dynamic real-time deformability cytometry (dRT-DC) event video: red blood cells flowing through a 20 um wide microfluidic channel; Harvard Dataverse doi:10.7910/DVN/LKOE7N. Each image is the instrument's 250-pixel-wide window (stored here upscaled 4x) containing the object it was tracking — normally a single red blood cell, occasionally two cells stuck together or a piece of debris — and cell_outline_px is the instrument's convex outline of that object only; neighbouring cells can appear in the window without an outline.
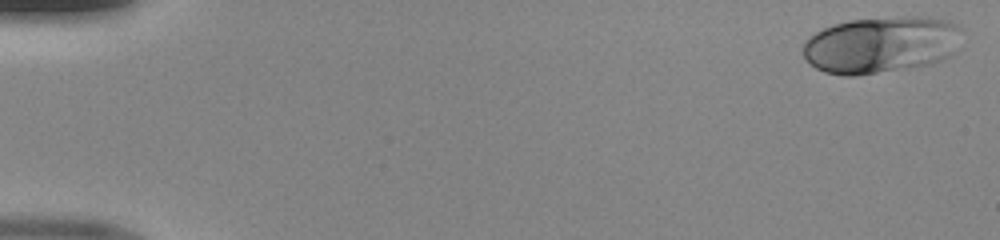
{"species": "human", "species_latin": "Homo sapiens", "temperature_condition": "room temperature", "stored_images_in_passage": 49, "camera_frame_rate_fps": 3000, "um_per_image_px": 0.085, "donor": {"sex": "male"}, "frame": {"image": 1, "passage_image": 1, "time_ms": 0.0, "image_size_px": [1000, 240], "cell_outline_px": [[960, 28], [948, 56], [932, 64], [912, 68], [856, 76], [844, 76], [824, 72], [816, 68], [804, 60], [804, 44], [808, 36], [824, 28], [848, 20], [912, 16], [924, 16], [948, 20], [956, 24]], "centroid_in_image_um": [74.81, 3.82], "position_along_channel_um": 10.2, "area_um2": 52.25}}
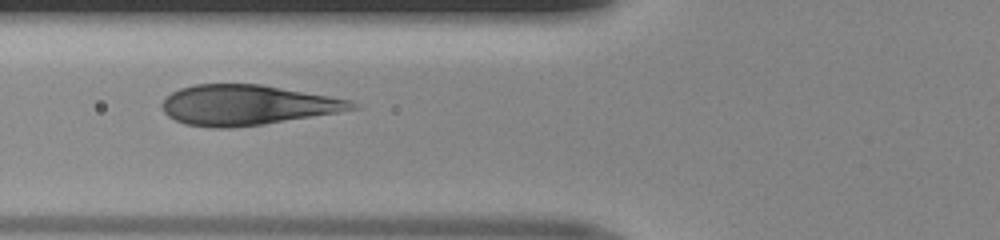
{"frame": {"image": 2, "passage_image": 19, "time_ms": 6.0, "image_size_px": [1000, 240], "cell_outline_px": [[360, 108], [340, 112], [264, 124], [228, 128], [212, 128], [184, 124], [168, 116], [164, 112], [160, 104], [172, 92], [180, 88], [196, 84], [260, 84], [352, 100], [360, 104]], "centroid_in_image_um": [21.02, 8.93], "position_along_channel_um": 104.8, "area_um2": 44.51}}
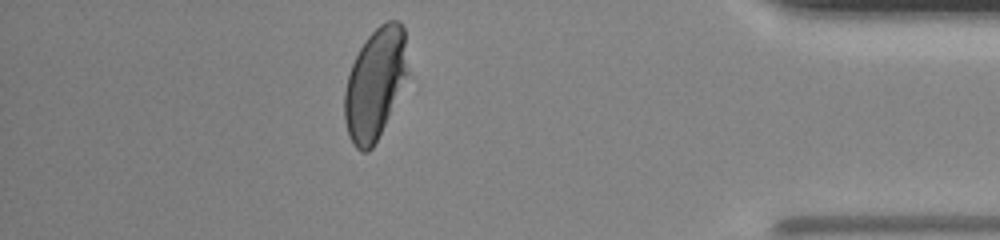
{"frame": {"image": 3, "passage_image": 43, "time_ms": 14.0, "image_size_px": [1000, 240], "cell_outline_px": [[408, 72], [388, 116], [372, 148], [368, 152], [360, 152], [352, 144], [348, 136], [344, 120], [344, 92], [348, 76], [352, 64], [360, 48], [368, 36], [380, 24], [388, 20], [400, 20], [404, 24], [408, 68]], "centroid_in_image_um": [31.87, 7.08], "position_along_channel_um": 403.3, "area_um2": 40.58}}